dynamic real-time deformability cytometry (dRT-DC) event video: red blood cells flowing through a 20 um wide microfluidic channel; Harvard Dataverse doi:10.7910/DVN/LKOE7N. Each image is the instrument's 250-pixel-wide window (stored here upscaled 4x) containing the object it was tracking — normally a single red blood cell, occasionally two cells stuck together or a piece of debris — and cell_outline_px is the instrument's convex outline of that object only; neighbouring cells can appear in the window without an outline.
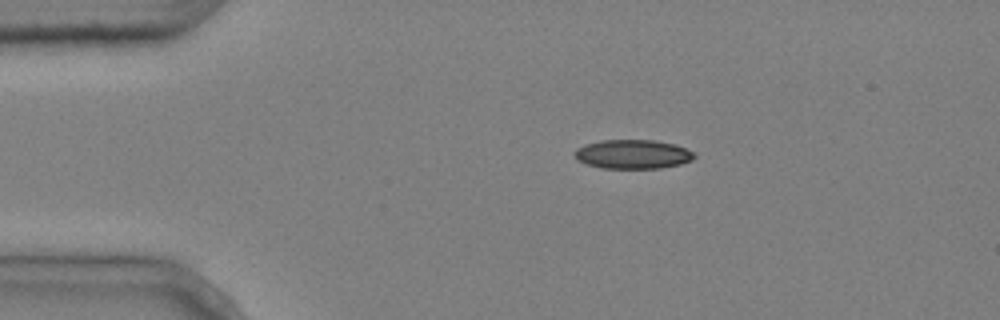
{"species": "common noctule bat (a hibernating species)", "species_latin": "Nyctalus noctula", "temperature_condition": "cold", "stored_images_in_passage": 2, "camera_frame_rate_fps": 3000, "um_per_image_px": 0.085, "animal": {"sex": "male", "body_mass_g": 20.4}, "frame": {"image": 1, "passage_image": 1, "time_ms": 0.0, "image_size_px": [1000, 320], "cell_outline_px": [[696, 156], [692, 160], [680, 164], [660, 168], [604, 168], [588, 164], [576, 160], [572, 152], [576, 148], [584, 144], [600, 140], [652, 140], [676, 144], [692, 152]], "centroid_in_image_um": [53.74, 13.1], "position_along_channel_um": 31.3, "area_um2": 20.35}}